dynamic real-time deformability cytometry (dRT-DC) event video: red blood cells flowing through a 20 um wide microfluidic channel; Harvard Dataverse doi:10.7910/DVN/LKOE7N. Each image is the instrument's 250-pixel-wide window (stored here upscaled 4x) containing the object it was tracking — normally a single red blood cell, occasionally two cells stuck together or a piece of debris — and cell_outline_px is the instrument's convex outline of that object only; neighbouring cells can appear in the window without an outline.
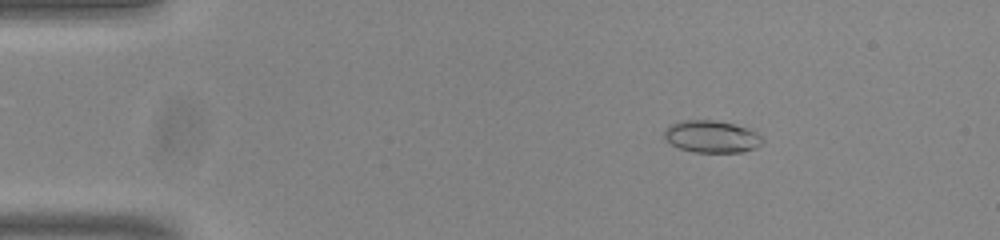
{"species": "common noctule bat (a hibernating species)", "species_latin": "Nyctalus noctula", "temperature_condition": "room temperature", "stored_images_in_passage": 49, "camera_frame_rate_fps": 3000, "um_per_image_px": 0.085, "animal": {"sex": "male", "body_mass_g": 20.0, "forearm_length_mm": 53.3}, "frame": {"image": 1, "passage_image": 4, "time_ms": 1.0, "image_size_px": [1000, 240], "cell_outline_px": [[764, 140], [756, 148], [740, 152], [692, 152], [680, 148], [672, 144], [664, 136], [664, 132], [672, 124], [680, 120], [716, 120], [748, 128], [756, 132]], "centroid_in_image_um": [60.5, 11.61], "position_along_channel_um": 24.5, "area_um2": 18.21}}
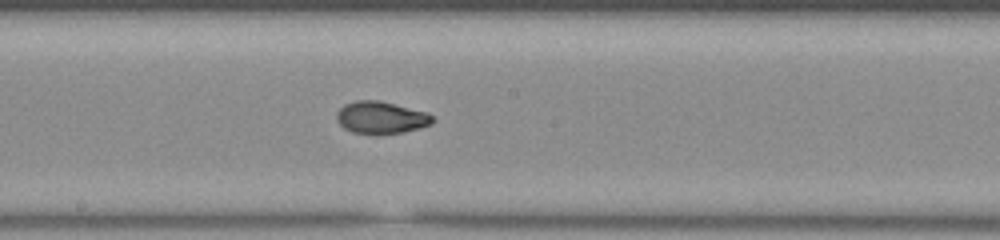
{"frame": {"image": 2, "passage_image": 25, "time_ms": 8.0, "image_size_px": [1000, 240], "cell_outline_px": [[436, 120], [432, 124], [420, 128], [404, 132], [352, 132], [344, 128], [336, 120], [336, 112], [344, 104], [356, 100], [380, 100], [428, 112]], "centroid_in_image_um": [32.41, 9.95], "position_along_channel_um": 215.8, "area_um2": 17.86}}
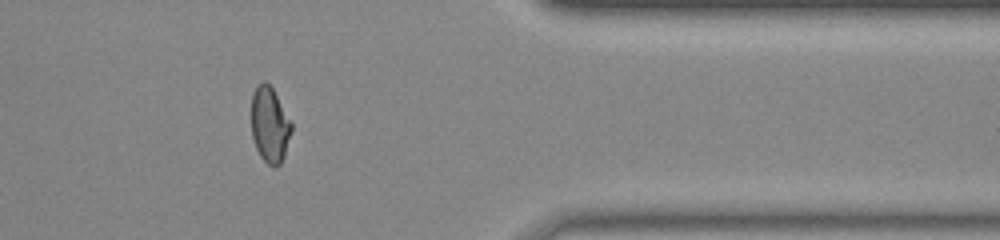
{"frame": {"image": 3, "passage_image": 40, "time_ms": 13.0, "image_size_px": [1000, 240], "cell_outline_px": [[292, 132], [284, 156], [280, 164], [276, 168], [272, 168], [260, 156], [256, 148], [252, 136], [252, 92], [256, 84], [264, 80], [272, 88], [292, 124]], "centroid_in_image_um": [22.92, 10.62], "position_along_channel_um": 388.5, "area_um2": 17.69}, "authors_computed_cell_mechanics": {"area_um2": 18.1492, "velocity_mm_per_s": 3.818, "shape_relaxation_time_tau1_ms": null, "shape_relaxation_time_tau2_ms": 0.9702, "deformation_change_tau1": null, "deformation_change_tau2": 0.0485}}